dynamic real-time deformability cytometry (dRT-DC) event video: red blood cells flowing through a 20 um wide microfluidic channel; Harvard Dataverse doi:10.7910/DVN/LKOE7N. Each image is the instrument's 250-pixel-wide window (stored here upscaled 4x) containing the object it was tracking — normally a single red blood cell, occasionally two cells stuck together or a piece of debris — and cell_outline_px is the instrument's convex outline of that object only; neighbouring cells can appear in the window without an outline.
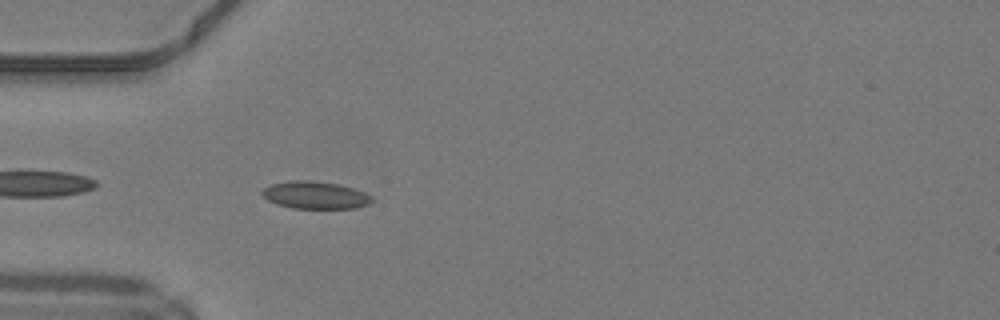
{"species": "common noctule bat (a hibernating species)", "species_latin": "Nyctalus noctula", "temperature_condition": "warm", "stored_images_in_passage": 36, "camera_frame_rate_fps": 3000, "um_per_image_px": 0.085, "animal": {"sex": "male", "body_mass_g": 19.2, "forearm_length_mm": 51.8}, "frame": {"image": 1, "passage_image": 2, "time_ms": 0.333, "image_size_px": [1000, 320], "cell_outline_px": [[372, 200], [368, 204], [356, 208], [292, 208], [276, 204], [268, 200], [260, 192], [268, 184], [288, 180], [308, 180], [336, 184], [352, 188], [364, 192], [372, 196]], "centroid_in_image_um": [26.74, 16.58], "position_along_channel_um": 58.3, "area_um2": 17.51}}
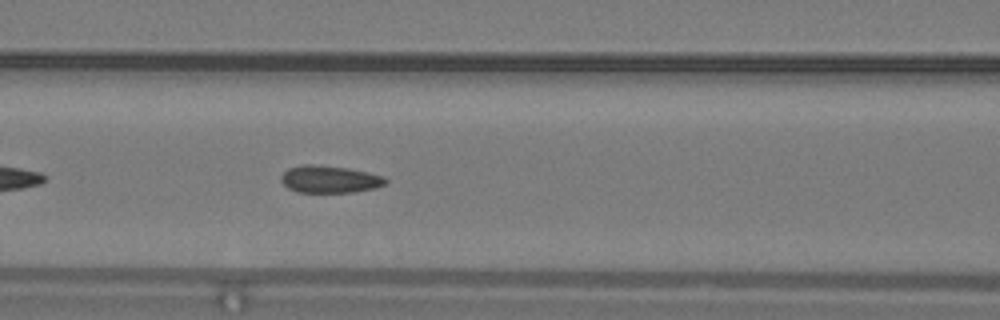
{"frame": {"image": 2, "passage_image": 8, "time_ms": 2.333, "image_size_px": [1000, 320], "cell_outline_px": [[388, 180], [384, 184], [376, 188], [352, 192], [296, 192], [288, 188], [280, 180], [280, 176], [288, 168], [300, 164], [312, 164], [348, 168], [368, 172], [384, 176]], "centroid_in_image_um": [28.0, 15.23], "position_along_channel_um": 138.6, "area_um2": 16.7}}
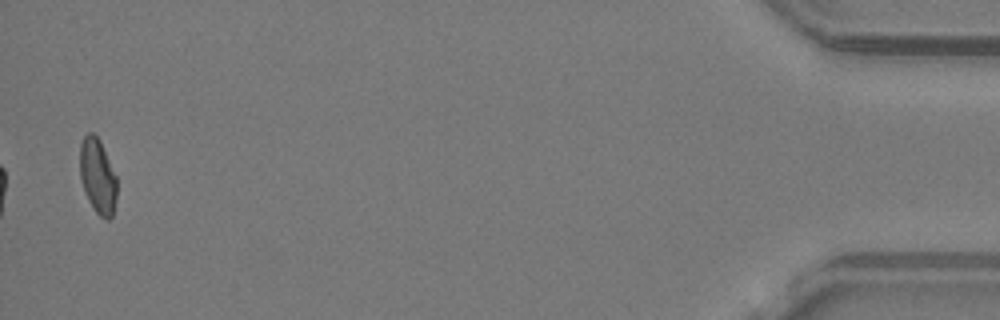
{"frame": {"image": 3, "passage_image": 35, "time_ms": 11.333, "image_size_px": [1000, 320], "cell_outline_px": [[116, 200], [112, 216], [108, 220], [104, 220], [96, 212], [88, 200], [84, 192], [80, 180], [80, 144], [84, 136], [88, 132], [92, 132], [100, 140], [116, 176]], "centroid_in_image_um": [8.29, 14.99], "position_along_channel_um": 426.9, "area_um2": 16.24}, "authors_computed_cell_mechanics": {"area_um2": 16.473, "velocity_mm_per_s": 4.2276, "shape_relaxation_time_tau1_ms": null, "shape_relaxation_time_tau2_ms": 1.1924, "deformation_change_tau1": null, "deformation_change_tau2": 0.0724}}